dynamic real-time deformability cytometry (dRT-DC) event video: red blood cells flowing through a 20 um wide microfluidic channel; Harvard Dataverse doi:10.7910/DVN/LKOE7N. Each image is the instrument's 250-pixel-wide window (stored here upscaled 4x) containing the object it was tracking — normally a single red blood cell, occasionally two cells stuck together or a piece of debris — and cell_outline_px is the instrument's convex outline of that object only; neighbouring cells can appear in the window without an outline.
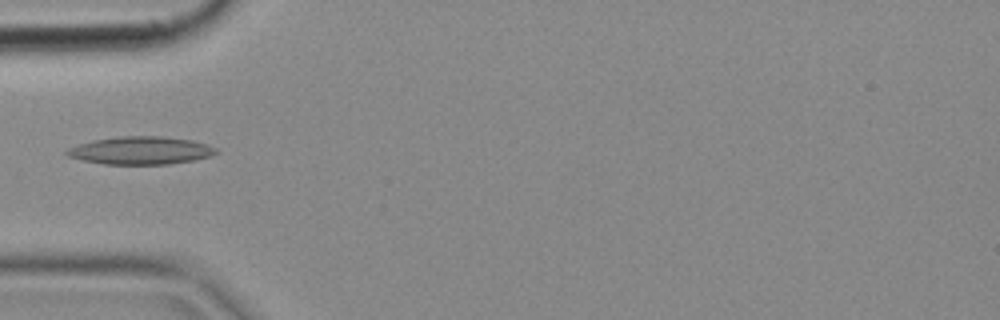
{"species": "common noctule bat (a hibernating species)", "species_latin": "Nyctalus noctula", "temperature_condition": "cold", "stored_images_in_passage": 32, "camera_frame_rate_fps": 3000, "um_per_image_px": 0.085, "animal": {"sex": "female", "body_mass_g": 18.4}, "frame": {"image": 1, "passage_image": 1, "time_ms": 0.0, "image_size_px": [1000, 320], "cell_outline_px": [[220, 152], [212, 156], [196, 160], [168, 164], [104, 164], [84, 160], [68, 156], [64, 152], [68, 148], [92, 140], [120, 136], [164, 136], [192, 140], [208, 144], [216, 148]], "centroid_in_image_um": [12.02, 12.79], "position_along_channel_um": 73.0, "area_um2": 24.33}}